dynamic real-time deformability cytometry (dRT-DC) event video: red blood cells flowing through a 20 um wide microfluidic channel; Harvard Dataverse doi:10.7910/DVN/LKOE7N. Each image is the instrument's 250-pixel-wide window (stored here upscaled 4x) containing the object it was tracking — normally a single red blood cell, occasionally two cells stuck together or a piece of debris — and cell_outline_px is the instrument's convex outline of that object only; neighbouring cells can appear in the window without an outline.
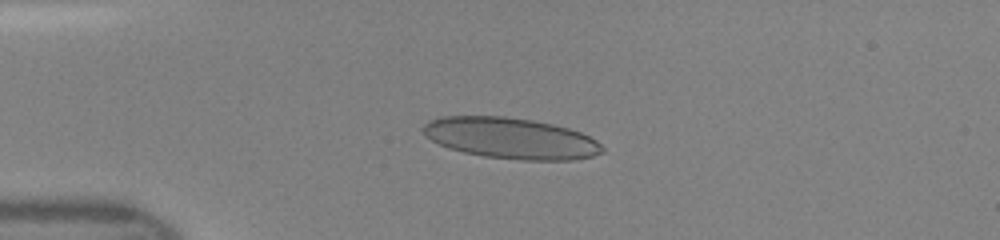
{"species": "human", "species_latin": "Homo sapiens", "temperature_condition": "room temperature", "stored_images_in_passage": 13, "camera_frame_rate_fps": 3000, "um_per_image_px": 0.085, "donor": {"sex": "female"}, "frame": {"image": 1, "passage_image": 11, "time_ms": 3.333, "image_size_px": [1000, 240], "cell_outline_px": [[604, 152], [592, 156], [576, 160], [524, 160], [484, 156], [464, 152], [448, 148], [432, 140], [420, 128], [428, 120], [440, 116], [504, 116], [532, 120], [552, 124], [568, 128], [580, 132], [596, 140], [604, 148]], "centroid_in_image_um": [43.41, 11.74], "position_along_channel_um": 41.6, "area_um2": 42.83}}